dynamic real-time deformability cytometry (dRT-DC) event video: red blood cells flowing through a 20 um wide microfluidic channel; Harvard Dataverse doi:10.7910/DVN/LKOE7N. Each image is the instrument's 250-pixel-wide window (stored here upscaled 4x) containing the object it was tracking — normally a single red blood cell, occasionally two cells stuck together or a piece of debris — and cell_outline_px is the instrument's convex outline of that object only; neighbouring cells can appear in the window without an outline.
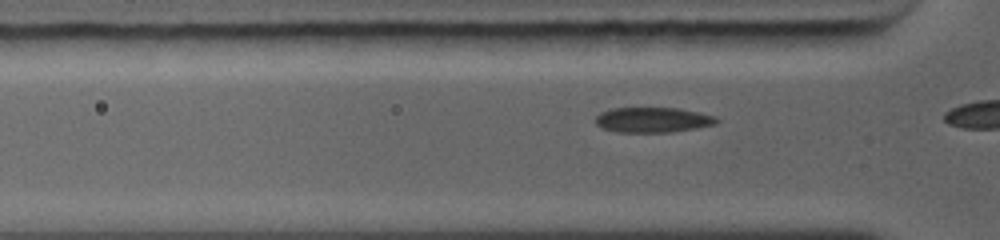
{"species": "common noctule bat (a hibernating species)", "species_latin": "Nyctalus noctula", "temperature_condition": "warm", "stored_images_in_passage": 6, "camera_frame_rate_fps": 5000, "um_per_image_px": 0.085, "animal": {"sex": "female", "body_mass_g": 19.0, "forearm_length_mm": 56.7}, "frame": {"image": 1, "passage_image": 5, "time_ms": 1.0, "image_size_px": [1000, 240], "cell_outline_px": [[720, 120], [716, 124], [696, 128], [672, 132], [616, 132], [604, 128], [596, 124], [596, 116], [600, 112], [612, 108], [676, 108], [696, 112], [712, 116]], "centroid_in_image_um": [55.46, 10.19], "position_along_channel_um": 70.3, "area_um2": 17.57}}